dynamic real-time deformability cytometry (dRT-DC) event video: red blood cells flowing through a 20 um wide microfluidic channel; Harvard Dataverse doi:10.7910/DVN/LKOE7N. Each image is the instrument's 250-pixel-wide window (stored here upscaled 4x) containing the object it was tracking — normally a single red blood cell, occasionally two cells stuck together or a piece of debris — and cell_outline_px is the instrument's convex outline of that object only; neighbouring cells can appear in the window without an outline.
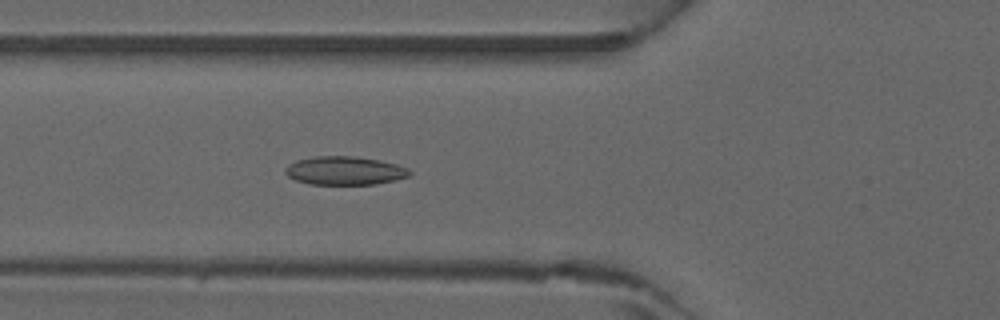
{"species": "common noctule bat (a hibernating species)", "species_latin": "Nyctalus noctula", "temperature_condition": "warm", "stored_images_in_passage": 39, "camera_frame_rate_fps": 3000, "um_per_image_px": 0.085, "animal": {"sex": "male", "forearm_length_mm": 52.5}, "frame": {"image": 1, "passage_image": 11, "time_ms": 3.333, "image_size_px": [1000, 320], "cell_outline_px": [[412, 172], [408, 176], [376, 184], [308, 184], [296, 180], [288, 176], [284, 172], [284, 168], [288, 164], [296, 160], [316, 156], [352, 156], [380, 160], [396, 164], [408, 168]], "centroid_in_image_um": [29.26, 14.5], "position_along_channel_um": 96.5, "area_um2": 20.58}}
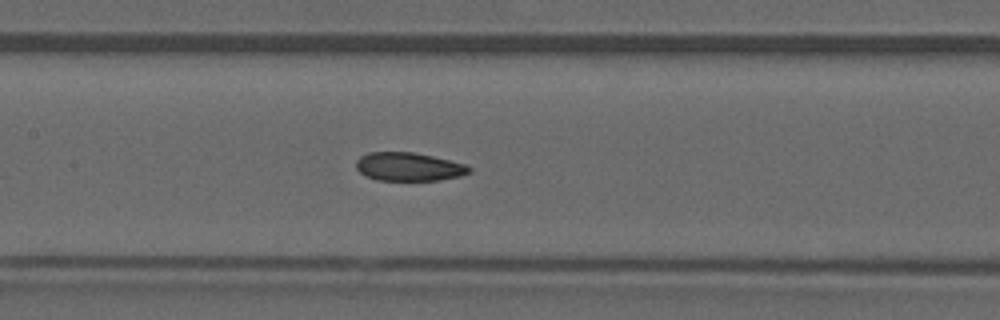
{"frame": {"image": 2, "passage_image": 16, "time_ms": 5.0, "image_size_px": [1000, 320], "cell_outline_px": [[472, 172], [460, 176], [440, 180], [376, 180], [364, 176], [356, 168], [356, 160], [360, 156], [368, 152], [412, 152], [432, 156], [468, 164], [472, 168]], "centroid_in_image_um": [34.76, 14.17], "position_along_channel_um": 172.6, "area_um2": 18.96}}
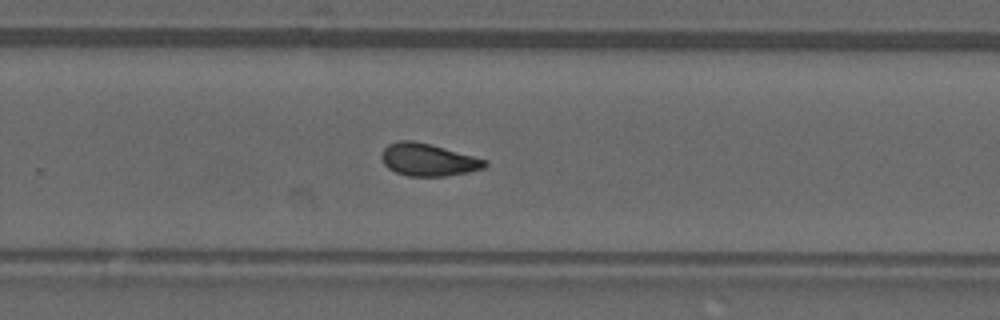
{"frame": {"image": 3, "passage_image": 24, "time_ms": 7.667, "image_size_px": [1000, 320], "cell_outline_px": [[488, 164], [484, 168], [468, 172], [444, 176], [408, 176], [396, 172], [388, 168], [384, 164], [380, 156], [380, 152], [388, 144], [400, 140], [412, 140], [428, 144], [488, 160]], "centroid_in_image_um": [36.36, 13.58], "position_along_channel_um": 293.4, "area_um2": 19.42}}